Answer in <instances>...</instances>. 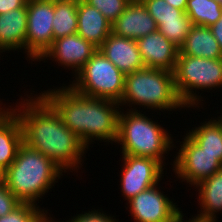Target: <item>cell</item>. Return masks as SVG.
I'll list each match as a JSON object with an SVG mask.
<instances>
[{
    "label": "cell",
    "instance_id": "1",
    "mask_svg": "<svg viewBox=\"0 0 222 222\" xmlns=\"http://www.w3.org/2000/svg\"><path fill=\"white\" fill-rule=\"evenodd\" d=\"M11 110L20 120L25 145L47 156L64 173L79 169L88 148L65 126L59 113L42 95L26 98Z\"/></svg>",
    "mask_w": 222,
    "mask_h": 222
},
{
    "label": "cell",
    "instance_id": "2",
    "mask_svg": "<svg viewBox=\"0 0 222 222\" xmlns=\"http://www.w3.org/2000/svg\"><path fill=\"white\" fill-rule=\"evenodd\" d=\"M43 92L41 95L59 113L65 126L73 131L87 148L92 140L116 143L119 103L83 96L70 86Z\"/></svg>",
    "mask_w": 222,
    "mask_h": 222
},
{
    "label": "cell",
    "instance_id": "3",
    "mask_svg": "<svg viewBox=\"0 0 222 222\" xmlns=\"http://www.w3.org/2000/svg\"><path fill=\"white\" fill-rule=\"evenodd\" d=\"M62 172L47 156L23 143L13 163L0 177L21 203L37 205V200L53 187Z\"/></svg>",
    "mask_w": 222,
    "mask_h": 222
},
{
    "label": "cell",
    "instance_id": "4",
    "mask_svg": "<svg viewBox=\"0 0 222 222\" xmlns=\"http://www.w3.org/2000/svg\"><path fill=\"white\" fill-rule=\"evenodd\" d=\"M116 142L121 145L122 154L152 158L162 166L163 154L174 145L163 127L132 108L125 114L119 113Z\"/></svg>",
    "mask_w": 222,
    "mask_h": 222
},
{
    "label": "cell",
    "instance_id": "5",
    "mask_svg": "<svg viewBox=\"0 0 222 222\" xmlns=\"http://www.w3.org/2000/svg\"><path fill=\"white\" fill-rule=\"evenodd\" d=\"M133 104L172 111L186 107L175 89L174 74L167 70L143 68L125 75L124 92L119 105Z\"/></svg>",
    "mask_w": 222,
    "mask_h": 222
},
{
    "label": "cell",
    "instance_id": "6",
    "mask_svg": "<svg viewBox=\"0 0 222 222\" xmlns=\"http://www.w3.org/2000/svg\"><path fill=\"white\" fill-rule=\"evenodd\" d=\"M173 74L175 89L182 103L188 108L200 107L197 105L201 96L193 90L222 87V58L178 55Z\"/></svg>",
    "mask_w": 222,
    "mask_h": 222
},
{
    "label": "cell",
    "instance_id": "7",
    "mask_svg": "<svg viewBox=\"0 0 222 222\" xmlns=\"http://www.w3.org/2000/svg\"><path fill=\"white\" fill-rule=\"evenodd\" d=\"M75 77L69 86L83 96L117 103L123 96L125 75L99 49Z\"/></svg>",
    "mask_w": 222,
    "mask_h": 222
},
{
    "label": "cell",
    "instance_id": "8",
    "mask_svg": "<svg viewBox=\"0 0 222 222\" xmlns=\"http://www.w3.org/2000/svg\"><path fill=\"white\" fill-rule=\"evenodd\" d=\"M54 0H28L25 51L28 58L38 61L54 41Z\"/></svg>",
    "mask_w": 222,
    "mask_h": 222
},
{
    "label": "cell",
    "instance_id": "9",
    "mask_svg": "<svg viewBox=\"0 0 222 222\" xmlns=\"http://www.w3.org/2000/svg\"><path fill=\"white\" fill-rule=\"evenodd\" d=\"M182 142L173 161V170L178 178L184 179V182L186 180L195 186L222 168V163L216 155L205 152L187 134Z\"/></svg>",
    "mask_w": 222,
    "mask_h": 222
},
{
    "label": "cell",
    "instance_id": "10",
    "mask_svg": "<svg viewBox=\"0 0 222 222\" xmlns=\"http://www.w3.org/2000/svg\"><path fill=\"white\" fill-rule=\"evenodd\" d=\"M123 171L121 189L126 200H131L142 191L159 184L163 166L152 158L122 154Z\"/></svg>",
    "mask_w": 222,
    "mask_h": 222
},
{
    "label": "cell",
    "instance_id": "11",
    "mask_svg": "<svg viewBox=\"0 0 222 222\" xmlns=\"http://www.w3.org/2000/svg\"><path fill=\"white\" fill-rule=\"evenodd\" d=\"M158 184L128 201L135 222H177L183 215L176 204L157 189Z\"/></svg>",
    "mask_w": 222,
    "mask_h": 222
},
{
    "label": "cell",
    "instance_id": "12",
    "mask_svg": "<svg viewBox=\"0 0 222 222\" xmlns=\"http://www.w3.org/2000/svg\"><path fill=\"white\" fill-rule=\"evenodd\" d=\"M97 50V47L76 33L54 40L39 60L53 58L61 66L72 68L76 75Z\"/></svg>",
    "mask_w": 222,
    "mask_h": 222
},
{
    "label": "cell",
    "instance_id": "13",
    "mask_svg": "<svg viewBox=\"0 0 222 222\" xmlns=\"http://www.w3.org/2000/svg\"><path fill=\"white\" fill-rule=\"evenodd\" d=\"M137 44L146 68L174 72L180 48L159 30L139 38Z\"/></svg>",
    "mask_w": 222,
    "mask_h": 222
},
{
    "label": "cell",
    "instance_id": "14",
    "mask_svg": "<svg viewBox=\"0 0 222 222\" xmlns=\"http://www.w3.org/2000/svg\"><path fill=\"white\" fill-rule=\"evenodd\" d=\"M111 26L112 33L136 41L158 30L155 20L141 0L129 2Z\"/></svg>",
    "mask_w": 222,
    "mask_h": 222
},
{
    "label": "cell",
    "instance_id": "15",
    "mask_svg": "<svg viewBox=\"0 0 222 222\" xmlns=\"http://www.w3.org/2000/svg\"><path fill=\"white\" fill-rule=\"evenodd\" d=\"M98 49L124 75L146 68L136 40L111 32Z\"/></svg>",
    "mask_w": 222,
    "mask_h": 222
},
{
    "label": "cell",
    "instance_id": "16",
    "mask_svg": "<svg viewBox=\"0 0 222 222\" xmlns=\"http://www.w3.org/2000/svg\"><path fill=\"white\" fill-rule=\"evenodd\" d=\"M5 109L0 108V175L13 163L19 147L23 144L19 118L11 109Z\"/></svg>",
    "mask_w": 222,
    "mask_h": 222
},
{
    "label": "cell",
    "instance_id": "17",
    "mask_svg": "<svg viewBox=\"0 0 222 222\" xmlns=\"http://www.w3.org/2000/svg\"><path fill=\"white\" fill-rule=\"evenodd\" d=\"M77 34L99 48L112 32V24L95 7L77 0Z\"/></svg>",
    "mask_w": 222,
    "mask_h": 222
},
{
    "label": "cell",
    "instance_id": "18",
    "mask_svg": "<svg viewBox=\"0 0 222 222\" xmlns=\"http://www.w3.org/2000/svg\"><path fill=\"white\" fill-rule=\"evenodd\" d=\"M27 7L0 14V52L25 49ZM3 50V51H2Z\"/></svg>",
    "mask_w": 222,
    "mask_h": 222
},
{
    "label": "cell",
    "instance_id": "19",
    "mask_svg": "<svg viewBox=\"0 0 222 222\" xmlns=\"http://www.w3.org/2000/svg\"><path fill=\"white\" fill-rule=\"evenodd\" d=\"M195 187L199 191L201 212L192 219L197 222H217L216 213L222 211V168Z\"/></svg>",
    "mask_w": 222,
    "mask_h": 222
},
{
    "label": "cell",
    "instance_id": "20",
    "mask_svg": "<svg viewBox=\"0 0 222 222\" xmlns=\"http://www.w3.org/2000/svg\"><path fill=\"white\" fill-rule=\"evenodd\" d=\"M179 55L218 59L222 58V50L210 27L194 25L180 47Z\"/></svg>",
    "mask_w": 222,
    "mask_h": 222
},
{
    "label": "cell",
    "instance_id": "21",
    "mask_svg": "<svg viewBox=\"0 0 222 222\" xmlns=\"http://www.w3.org/2000/svg\"><path fill=\"white\" fill-rule=\"evenodd\" d=\"M187 135L205 152L216 155L222 163V122L219 119H210L201 126L189 130Z\"/></svg>",
    "mask_w": 222,
    "mask_h": 222
},
{
    "label": "cell",
    "instance_id": "22",
    "mask_svg": "<svg viewBox=\"0 0 222 222\" xmlns=\"http://www.w3.org/2000/svg\"><path fill=\"white\" fill-rule=\"evenodd\" d=\"M54 40L77 33V0H54Z\"/></svg>",
    "mask_w": 222,
    "mask_h": 222
},
{
    "label": "cell",
    "instance_id": "23",
    "mask_svg": "<svg viewBox=\"0 0 222 222\" xmlns=\"http://www.w3.org/2000/svg\"><path fill=\"white\" fill-rule=\"evenodd\" d=\"M185 13L194 25L211 27L222 17V6L214 0H188Z\"/></svg>",
    "mask_w": 222,
    "mask_h": 222
},
{
    "label": "cell",
    "instance_id": "24",
    "mask_svg": "<svg viewBox=\"0 0 222 222\" xmlns=\"http://www.w3.org/2000/svg\"><path fill=\"white\" fill-rule=\"evenodd\" d=\"M193 26L194 24L188 16L159 19L158 30L167 39L180 48L185 42L186 36L191 31Z\"/></svg>",
    "mask_w": 222,
    "mask_h": 222
},
{
    "label": "cell",
    "instance_id": "25",
    "mask_svg": "<svg viewBox=\"0 0 222 222\" xmlns=\"http://www.w3.org/2000/svg\"><path fill=\"white\" fill-rule=\"evenodd\" d=\"M32 203H21L12 212L0 217V222H38L41 217L48 213Z\"/></svg>",
    "mask_w": 222,
    "mask_h": 222
},
{
    "label": "cell",
    "instance_id": "26",
    "mask_svg": "<svg viewBox=\"0 0 222 222\" xmlns=\"http://www.w3.org/2000/svg\"><path fill=\"white\" fill-rule=\"evenodd\" d=\"M148 10V13L155 20L157 27L159 26V19H170L177 17H187V14L171 5L165 0H141Z\"/></svg>",
    "mask_w": 222,
    "mask_h": 222
},
{
    "label": "cell",
    "instance_id": "27",
    "mask_svg": "<svg viewBox=\"0 0 222 222\" xmlns=\"http://www.w3.org/2000/svg\"><path fill=\"white\" fill-rule=\"evenodd\" d=\"M89 6L95 7L112 24L124 11L128 0H83Z\"/></svg>",
    "mask_w": 222,
    "mask_h": 222
},
{
    "label": "cell",
    "instance_id": "28",
    "mask_svg": "<svg viewBox=\"0 0 222 222\" xmlns=\"http://www.w3.org/2000/svg\"><path fill=\"white\" fill-rule=\"evenodd\" d=\"M21 202L8 190L0 177V217L17 208Z\"/></svg>",
    "mask_w": 222,
    "mask_h": 222
},
{
    "label": "cell",
    "instance_id": "29",
    "mask_svg": "<svg viewBox=\"0 0 222 222\" xmlns=\"http://www.w3.org/2000/svg\"><path fill=\"white\" fill-rule=\"evenodd\" d=\"M78 216H73L72 220L68 222H116V219H113L111 216H107L104 212H99L98 210H92L84 212V214H77Z\"/></svg>",
    "mask_w": 222,
    "mask_h": 222
},
{
    "label": "cell",
    "instance_id": "30",
    "mask_svg": "<svg viewBox=\"0 0 222 222\" xmlns=\"http://www.w3.org/2000/svg\"><path fill=\"white\" fill-rule=\"evenodd\" d=\"M28 0H0V14L27 7Z\"/></svg>",
    "mask_w": 222,
    "mask_h": 222
},
{
    "label": "cell",
    "instance_id": "31",
    "mask_svg": "<svg viewBox=\"0 0 222 222\" xmlns=\"http://www.w3.org/2000/svg\"><path fill=\"white\" fill-rule=\"evenodd\" d=\"M210 29L222 50V17Z\"/></svg>",
    "mask_w": 222,
    "mask_h": 222
},
{
    "label": "cell",
    "instance_id": "32",
    "mask_svg": "<svg viewBox=\"0 0 222 222\" xmlns=\"http://www.w3.org/2000/svg\"><path fill=\"white\" fill-rule=\"evenodd\" d=\"M169 5L185 12L188 0H165Z\"/></svg>",
    "mask_w": 222,
    "mask_h": 222
},
{
    "label": "cell",
    "instance_id": "33",
    "mask_svg": "<svg viewBox=\"0 0 222 222\" xmlns=\"http://www.w3.org/2000/svg\"><path fill=\"white\" fill-rule=\"evenodd\" d=\"M46 214L47 213H45L38 222H55L54 220H52L51 216L48 217ZM49 218H51V219H49ZM58 222H60V221H58Z\"/></svg>",
    "mask_w": 222,
    "mask_h": 222
},
{
    "label": "cell",
    "instance_id": "34",
    "mask_svg": "<svg viewBox=\"0 0 222 222\" xmlns=\"http://www.w3.org/2000/svg\"><path fill=\"white\" fill-rule=\"evenodd\" d=\"M214 1H216V2L220 3V4H221V6H222V0H214Z\"/></svg>",
    "mask_w": 222,
    "mask_h": 222
},
{
    "label": "cell",
    "instance_id": "35",
    "mask_svg": "<svg viewBox=\"0 0 222 222\" xmlns=\"http://www.w3.org/2000/svg\"><path fill=\"white\" fill-rule=\"evenodd\" d=\"M221 117H218L219 118V120L222 122V115H220Z\"/></svg>",
    "mask_w": 222,
    "mask_h": 222
}]
</instances>
